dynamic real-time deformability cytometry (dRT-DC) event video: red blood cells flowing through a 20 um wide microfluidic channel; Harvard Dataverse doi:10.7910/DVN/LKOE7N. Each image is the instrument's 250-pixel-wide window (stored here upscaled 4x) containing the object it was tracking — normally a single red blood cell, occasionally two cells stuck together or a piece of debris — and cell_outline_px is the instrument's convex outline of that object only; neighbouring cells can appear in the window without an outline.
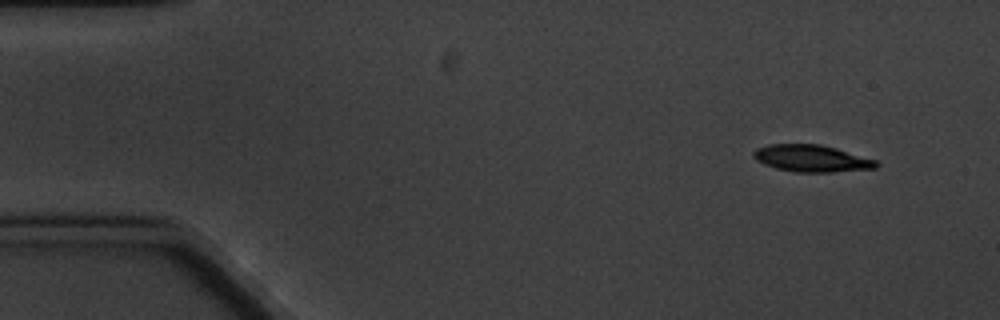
{"species": "common noctule bat (a hibernating species)", "species_latin": "Nyctalus noctula", "temperature_condition": "cold", "stored_images_in_passage": 6, "camera_frame_rate_fps": 3000, "um_per_image_px": 0.085, "animal": {"sex": "male", "body_mass_g": 20.1, "forearm_length_mm": 53.5}, "frame": {"image": 1, "passage_image": 1, "time_ms": 0.0, "image_size_px": [1000, 320], "cell_outline_px": [[880, 164], [876, 168], [832, 172], [796, 172], [776, 168], [764, 164], [756, 160], [752, 156], [752, 152], [756, 148], [768, 144], [820, 144], [836, 148], [876, 160]], "centroid_in_image_um": [68.96, 13.46], "position_along_channel_um": 16.0, "area_um2": 19.31}}
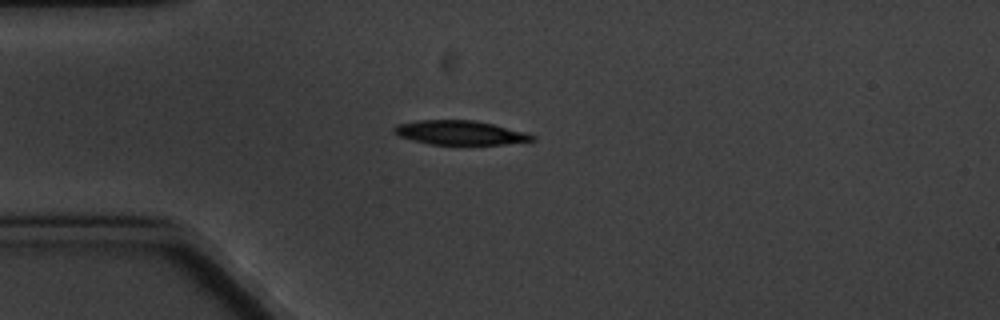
{"frame": {"image": 2, "passage_image": 3, "time_ms": 3.333, "image_size_px": [1000, 320], "cell_outline_px": [[536, 140], [504, 144], [432, 144], [412, 140], [400, 136], [392, 132], [392, 128], [396, 124], [416, 120], [476, 120], [492, 124], [536, 136]], "centroid_in_image_um": [39.03, 11.27], "position_along_channel_um": 46.0, "area_um2": 19.25}}
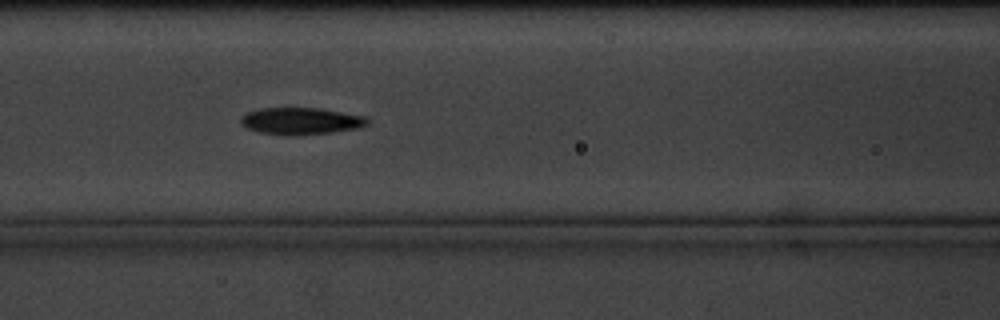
{"frame": {"image": 3, "passage_image": 6, "time_ms": 6.667, "image_size_px": [1000, 320], "cell_outline_px": [[372, 120], [368, 124], [356, 128], [332, 132], [296, 136], [288, 136], [260, 132], [248, 128], [240, 124], [240, 116], [248, 112], [260, 108], [316, 108], [364, 116]], "centroid_in_image_um": [25.55, 10.29], "position_along_channel_um": 141.1, "area_um2": 19.88}}